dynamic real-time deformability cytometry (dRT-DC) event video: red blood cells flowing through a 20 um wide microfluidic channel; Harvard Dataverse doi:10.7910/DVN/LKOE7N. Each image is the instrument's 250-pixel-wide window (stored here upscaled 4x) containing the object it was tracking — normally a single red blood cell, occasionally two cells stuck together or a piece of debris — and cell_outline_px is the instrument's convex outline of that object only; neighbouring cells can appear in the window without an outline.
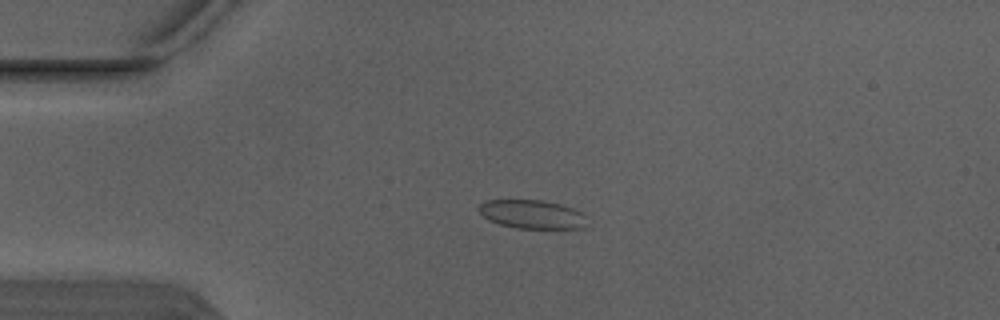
{"species": "Egyptian fruit bat (a non-hibernating species)", "species_latin": "Rousettus aegyptiacus", "temperature_condition": "warm", "stored_images_in_passage": 4, "camera_frame_rate_fps": 3000, "um_per_image_px": 0.085, "animal": {"sex": "male"}, "frame": {"image": 1, "passage_image": 3, "time_ms": 0.667, "image_size_px": [1000, 320], "cell_outline_px": [[588, 228], [516, 228], [500, 224], [488, 220], [480, 212], [480, 204], [488, 200], [544, 200], [560, 204], [572, 208], [580, 212], [584, 216]], "centroid_in_image_um": [45.25, 18.22], "position_along_channel_um": 39.8, "area_um2": 17.92}}